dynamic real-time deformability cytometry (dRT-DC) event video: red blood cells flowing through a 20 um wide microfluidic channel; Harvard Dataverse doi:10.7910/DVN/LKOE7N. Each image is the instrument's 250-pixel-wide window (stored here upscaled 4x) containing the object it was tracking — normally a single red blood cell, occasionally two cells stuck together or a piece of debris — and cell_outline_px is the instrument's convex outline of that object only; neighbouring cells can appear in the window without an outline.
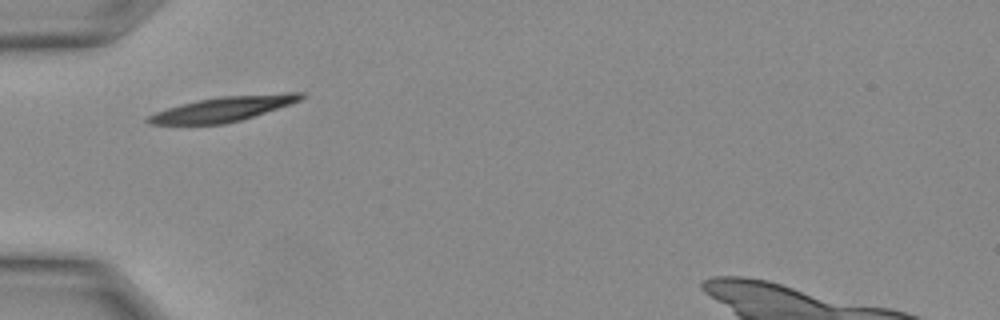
{"species": "Egyptian fruit bat (a non-hibernating species)", "species_latin": "Rousettus aegyptiacus", "temperature_condition": "warm", "stored_images_in_passage": 11, "camera_frame_rate_fps": 3000, "um_per_image_px": 0.085, "animal": {"sex": "female"}, "frame": {"image": 1, "passage_image": 1, "time_ms": 0.0, "image_size_px": [1000, 320], "cell_outline_px": [[304, 96], [300, 100], [240, 120], [224, 124], [148, 124], [144, 120], [148, 116], [156, 112], [168, 108], [196, 100], [220, 96], [284, 92], [304, 92]], "centroid_in_image_um": [18.95, 9.24], "position_along_channel_um": 66.1, "area_um2": 21.91}}
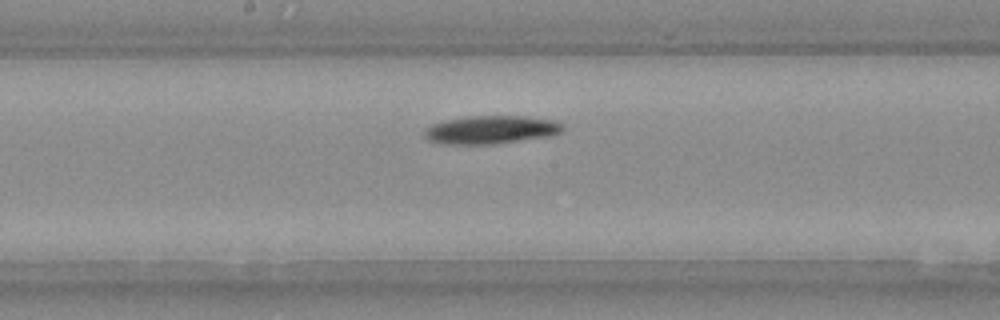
{"frame": {"image": 2, "passage_image": 7, "time_ms": 2.0, "image_size_px": [1000, 320], "cell_outline_px": [[564, 132], [552, 136], [492, 144], [440, 144], [428, 140], [424, 136], [424, 132], [432, 124], [444, 120], [464, 116], [524, 116], [560, 120], [564, 124]], "centroid_in_image_um": [41.8, 11.02], "position_along_channel_um": 206.4, "area_um2": 23.18}}
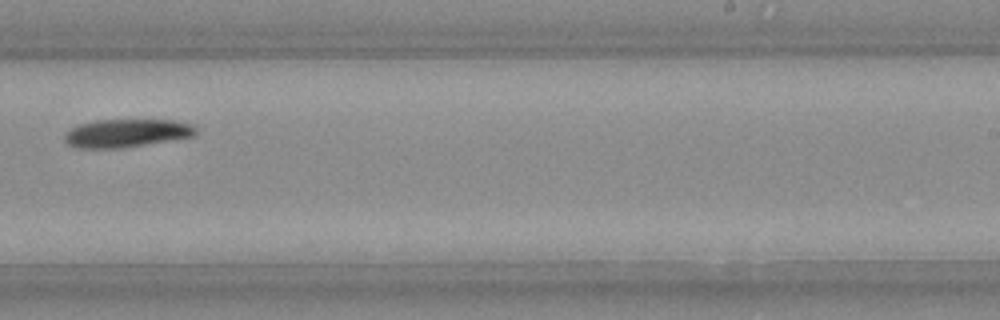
{"frame": {"image": 3, "passage_image": 10, "time_ms": 3.0, "image_size_px": [1000, 320], "cell_outline_px": [[196, 136], [124, 148], [76, 148], [68, 144], [64, 140], [64, 132], [80, 124], [96, 120], [172, 120], [196, 124]], "centroid_in_image_um": [10.78, 11.32], "position_along_channel_um": 278.2, "area_um2": 21.79}}